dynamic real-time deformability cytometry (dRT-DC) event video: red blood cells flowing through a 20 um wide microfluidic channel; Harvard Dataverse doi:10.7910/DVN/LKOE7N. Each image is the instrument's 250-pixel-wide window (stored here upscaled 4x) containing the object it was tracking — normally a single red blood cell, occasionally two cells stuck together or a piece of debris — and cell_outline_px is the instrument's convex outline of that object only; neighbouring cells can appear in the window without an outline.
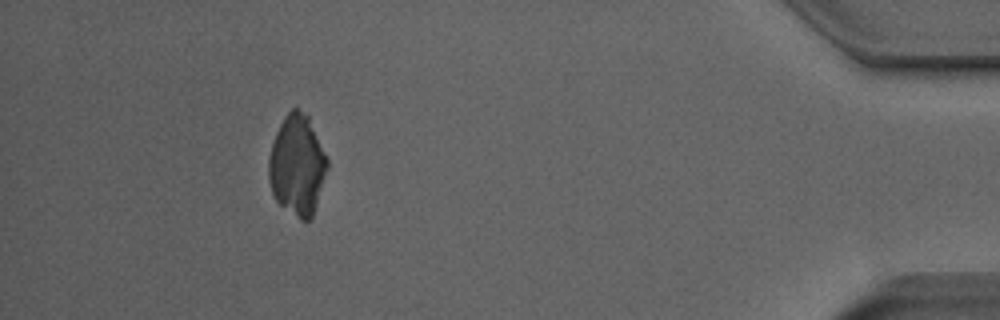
{"species": "Egyptian fruit bat (a non-hibernating species)", "species_latin": "Rousettus aegyptiacus", "temperature_condition": "room temperature", "stored_images_in_passage": 41, "camera_frame_rate_fps": 3000, "um_per_image_px": 0.085, "animal": {"sex": "male"}, "frame": {"image": 1, "passage_image": 37, "time_ms": 12.0, "image_size_px": [1000, 320], "cell_outline_px": [[328, 168], [312, 216], [308, 220], [300, 220], [280, 204], [276, 200], [272, 192], [268, 176], [268, 160], [272, 144], [276, 132], [284, 116], [292, 108], [296, 108], [308, 116], [328, 160]], "centroid_in_image_um": [25.25, 14.04], "position_along_channel_um": 410.0, "area_um2": 33.87}}